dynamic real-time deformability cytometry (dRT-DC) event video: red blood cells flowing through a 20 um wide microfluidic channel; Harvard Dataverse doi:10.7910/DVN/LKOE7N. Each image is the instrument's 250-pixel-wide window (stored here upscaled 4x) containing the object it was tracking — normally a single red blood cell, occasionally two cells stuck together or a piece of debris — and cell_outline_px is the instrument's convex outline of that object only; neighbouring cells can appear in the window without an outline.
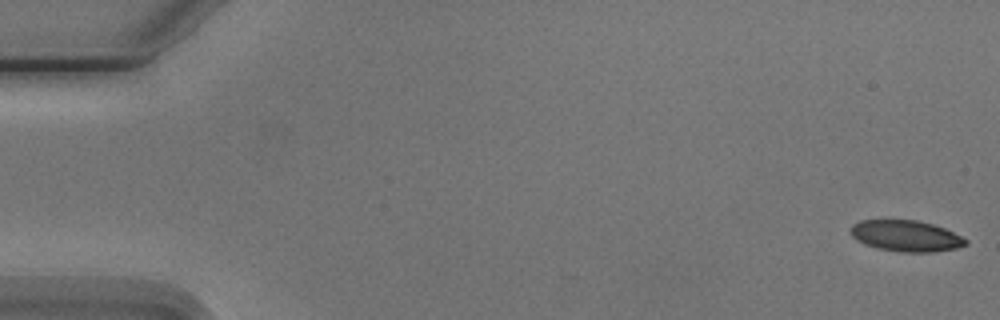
{"species": "Egyptian fruit bat (a non-hibernating species)", "species_latin": "Rousettus aegyptiacus", "temperature_condition": "cold", "stored_images_in_passage": 5, "camera_frame_rate_fps": 3000, "um_per_image_px": 0.085, "animal": {"sex": "male"}, "frame": {"image": 1, "passage_image": 1, "time_ms": 0.0, "image_size_px": [1000, 320], "cell_outline_px": [[968, 244], [956, 248], [932, 252], [900, 252], [876, 248], [864, 244], [856, 240], [852, 236], [852, 224], [860, 220], [916, 220], [932, 224], [944, 228], [968, 240]], "centroid_in_image_um": [77.0, 20.06], "position_along_channel_um": 8.0, "area_um2": 20.81}}